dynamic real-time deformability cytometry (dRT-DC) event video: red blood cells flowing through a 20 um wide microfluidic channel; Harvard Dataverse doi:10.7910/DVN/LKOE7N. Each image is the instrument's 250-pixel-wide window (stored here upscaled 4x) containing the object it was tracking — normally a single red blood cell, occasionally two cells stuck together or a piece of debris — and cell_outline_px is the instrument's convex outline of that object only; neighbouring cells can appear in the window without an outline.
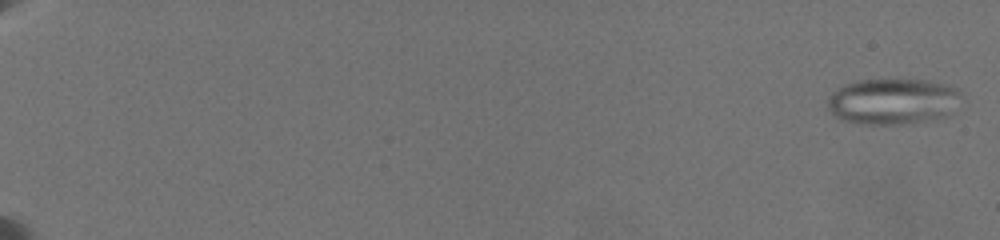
{"species": "common noctule bat (a hibernating species)", "species_latin": "Nyctalus noctula", "temperature_condition": "warm", "stored_images_in_passage": 23, "camera_frame_rate_fps": 3000, "um_per_image_px": 0.085, "animal": {"sex": "female", "body_mass_g": 19.5, "forearm_length_mm": 54.1}, "frame": {"image": 1, "passage_image": 1, "time_ms": 0.0, "image_size_px": [1000, 240], "cell_outline_px": [[960, 92], [948, 112], [944, 116], [908, 124], [868, 124], [844, 120], [836, 116], [828, 108], [828, 100], [832, 92], [848, 84], [860, 80], [924, 80], [948, 84], [956, 88]], "centroid_in_image_um": [75.84, 8.61], "position_along_channel_um": 9.2, "area_um2": 34.8}}
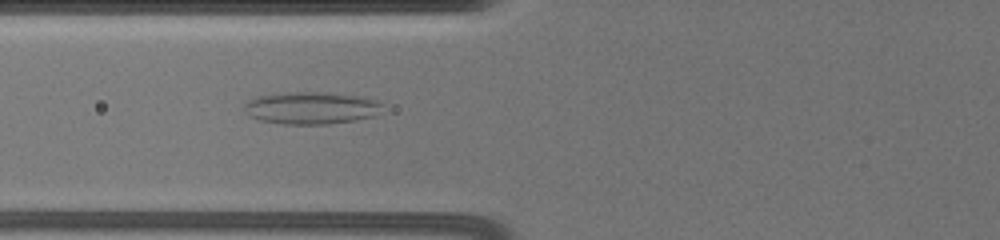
{"frame": {"image": 2, "passage_image": 14, "time_ms": 9.0, "image_size_px": [1000, 240], "cell_outline_px": [[384, 104], [372, 116], [356, 120], [328, 124], [284, 124], [260, 120], [248, 116], [244, 108], [244, 104], [248, 100], [256, 96], [288, 92], [320, 92], [360, 96], [380, 100]], "centroid_in_image_um": [26.43, 9.17], "position_along_channel_um": 99.4, "area_um2": 26.01}}
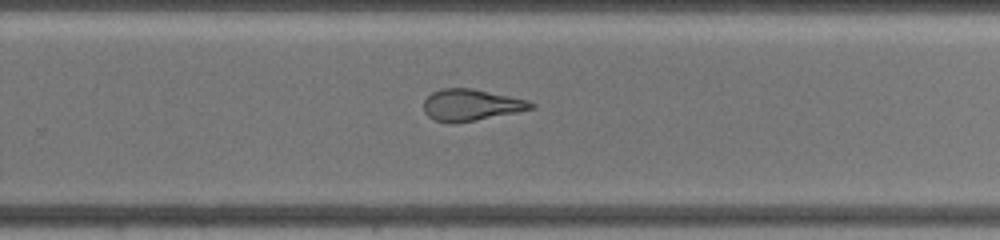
{"frame": {"image": 3, "passage_image": 23, "time_ms": 14.333, "image_size_px": [1000, 240], "cell_outline_px": [[536, 108], [476, 120], [452, 124], [436, 120], [428, 116], [424, 112], [424, 100], [432, 92], [444, 88], [472, 88], [528, 100], [536, 104]], "centroid_in_image_um": [40.05, 8.92], "position_along_channel_um": 289.8, "area_um2": 19.71}}